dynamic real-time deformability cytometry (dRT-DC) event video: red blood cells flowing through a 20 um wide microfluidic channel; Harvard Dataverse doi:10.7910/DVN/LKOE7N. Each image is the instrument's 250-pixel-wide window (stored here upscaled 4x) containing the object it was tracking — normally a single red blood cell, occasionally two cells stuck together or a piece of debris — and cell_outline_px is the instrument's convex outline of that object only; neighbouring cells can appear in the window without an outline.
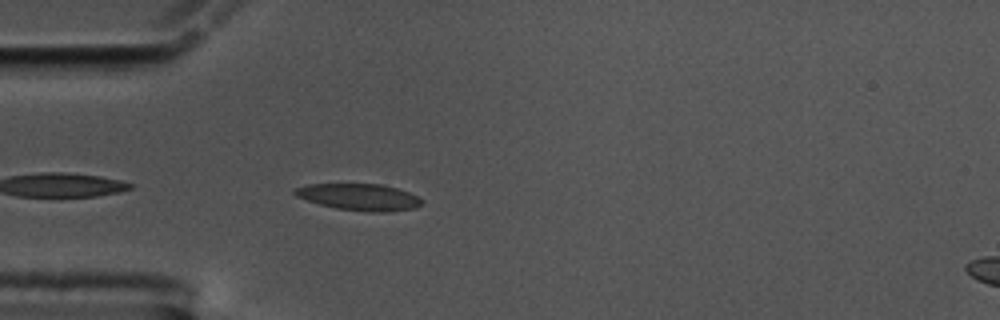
{"species": "common noctule bat (a hibernating species)", "species_latin": "Nyctalus noctula", "temperature_condition": "cold", "stored_images_in_passage": 42, "camera_frame_rate_fps": 3000, "um_per_image_px": 0.085, "animal": {"sex": "male", "body_mass_g": 17.5, "forearm_length_mm": 52.3}, "frame": {"image": 1, "passage_image": 3, "time_ms": 0.667, "image_size_px": [1000, 320], "cell_outline_px": [[424, 204], [416, 208], [388, 212], [368, 212], [336, 208], [320, 204], [296, 196], [292, 192], [296, 188], [308, 184], [380, 184], [396, 188], [408, 192], [424, 200]], "centroid_in_image_um": [30.58, 16.75], "position_along_channel_um": 54.4, "area_um2": 19.71}}
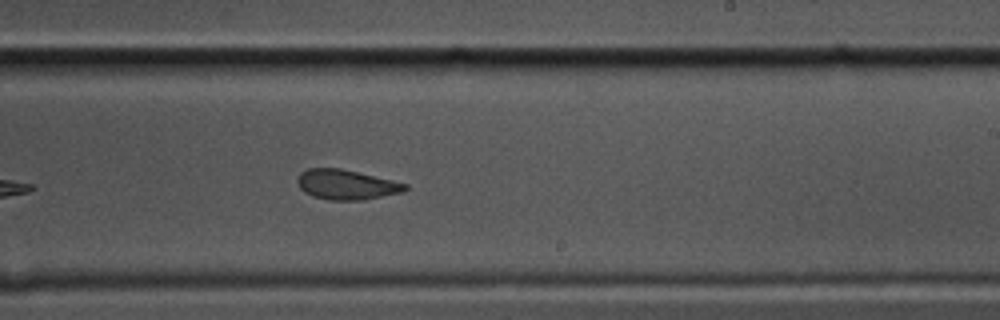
{"frame": {"image": 2, "passage_image": 21, "time_ms": 6.667, "image_size_px": [1000, 320], "cell_outline_px": [[408, 188], [404, 192], [364, 200], [328, 200], [312, 196], [304, 192], [300, 188], [296, 180], [300, 172], [308, 168], [340, 168], [408, 184]], "centroid_in_image_um": [29.42, 15.7], "position_along_channel_um": 259.6, "area_um2": 18.84}}
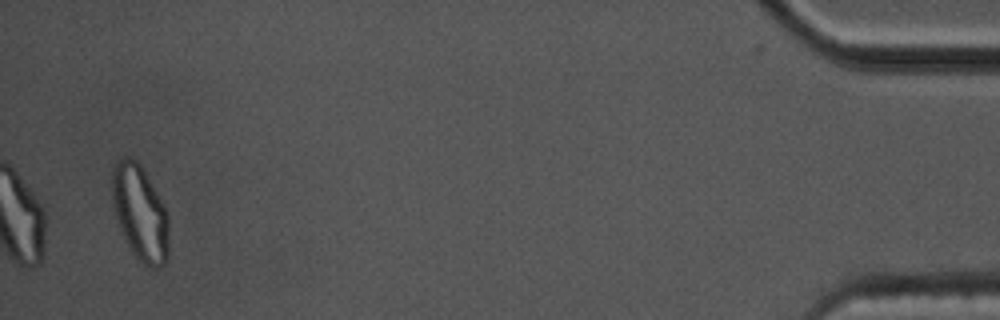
{"frame": {"image": 3, "passage_image": 42, "time_ms": 13.667, "image_size_px": [1000, 320], "cell_outline_px": [[168, 260], [164, 264], [152, 272], [132, 252], [124, 240], [112, 204], [112, 168], [116, 160], [124, 156], [128, 156], [136, 160], [140, 164], [156, 192], [168, 216]], "centroid_in_image_um": [11.89, 18.13], "position_along_channel_um": 423.3, "area_um2": 31.67}, "authors_computed_cell_mechanics": {"area_um2": 19.6809, "velocity_mm_per_s": 3.5222, "shape_relaxation_time_tau1_ms": null, "shape_relaxation_time_tau2_ms": 2.8138, "deformation_change_tau1": null, "deformation_change_tau2": 0.0969}}